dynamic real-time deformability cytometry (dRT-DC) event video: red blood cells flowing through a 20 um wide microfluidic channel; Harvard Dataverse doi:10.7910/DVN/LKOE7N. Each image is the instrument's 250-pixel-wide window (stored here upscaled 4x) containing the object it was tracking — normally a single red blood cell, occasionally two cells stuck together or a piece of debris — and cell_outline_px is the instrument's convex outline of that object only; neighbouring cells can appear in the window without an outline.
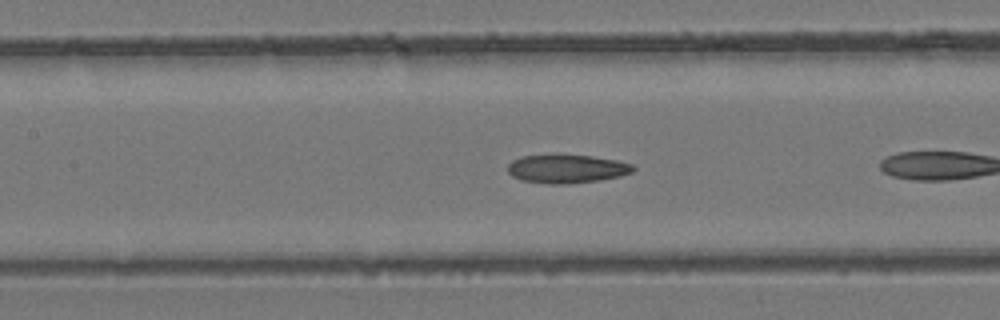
{"species": "common noctule bat (a hibernating species)", "species_latin": "Nyctalus noctula", "temperature_condition": "room temperature", "stored_images_in_passage": 9, "camera_frame_rate_fps": 3000, "um_per_image_px": 0.085, "animal": {"sex": "female", "body_mass_g": 24.6, "forearm_length_mm": 56.2}, "frame": {"image": 1, "passage_image": 6, "time_ms": 1.667, "image_size_px": [1000, 320], "cell_outline_px": [[636, 168], [632, 172], [620, 176], [600, 180], [564, 184], [552, 184], [524, 180], [512, 176], [508, 172], [508, 164], [512, 160], [520, 156], [556, 152], [560, 152], [592, 156], [616, 160], [632, 164]], "centroid_in_image_um": [48.15, 14.3], "position_along_channel_um": 159.3, "area_um2": 21.5}}